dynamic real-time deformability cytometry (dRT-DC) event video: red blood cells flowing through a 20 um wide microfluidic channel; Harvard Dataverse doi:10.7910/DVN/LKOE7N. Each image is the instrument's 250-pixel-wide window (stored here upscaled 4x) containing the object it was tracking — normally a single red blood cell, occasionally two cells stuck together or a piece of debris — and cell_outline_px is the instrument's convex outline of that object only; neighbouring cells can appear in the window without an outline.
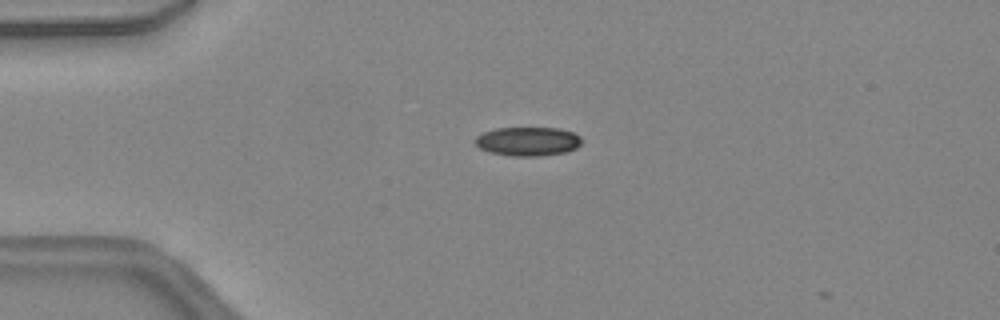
{"species": "common noctule bat (a hibernating species)", "species_latin": "Nyctalus noctula", "temperature_condition": "warm", "stored_images_in_passage": 3, "camera_frame_rate_fps": 3000, "um_per_image_px": 0.085, "animal": {"sex": "female", "body_mass_g": 24.6, "forearm_length_mm": 56.2}, "frame": {"image": 1, "passage_image": 1, "time_ms": 0.0, "image_size_px": [1000, 320], "cell_outline_px": [[584, 140], [576, 148], [564, 152], [540, 156], [512, 156], [488, 152], [480, 148], [472, 140], [476, 136], [484, 132], [496, 128], [560, 128], [572, 132], [580, 136]], "centroid_in_image_um": [44.85, 12.01], "position_along_channel_um": 40.1, "area_um2": 18.09}}